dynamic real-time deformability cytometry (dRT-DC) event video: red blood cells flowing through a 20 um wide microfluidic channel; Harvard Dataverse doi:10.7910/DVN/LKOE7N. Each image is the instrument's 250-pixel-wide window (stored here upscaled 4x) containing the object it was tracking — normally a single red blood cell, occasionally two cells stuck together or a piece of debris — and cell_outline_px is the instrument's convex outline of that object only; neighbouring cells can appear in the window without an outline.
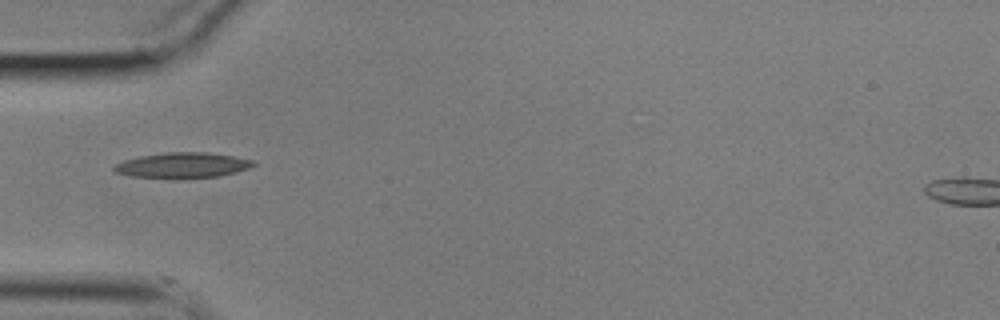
{"species": "common noctule bat (a hibernating species)", "species_latin": "Nyctalus noctula", "temperature_condition": "cold", "stored_images_in_passage": 40, "camera_frame_rate_fps": 3000, "um_per_image_px": 0.085, "animal": {"sex": "male", "body_mass_g": 17.9}, "frame": {"image": 1, "passage_image": 1, "time_ms": 0.0, "image_size_px": [1000, 320], "cell_outline_px": [[256, 164], [248, 168], [236, 172], [220, 176], [132, 176], [116, 172], [112, 168], [116, 164], [124, 160], [140, 156], [168, 152], [204, 152], [232, 156], [252, 160]], "centroid_in_image_um": [15.53, 14.01], "position_along_channel_um": 69.5, "area_um2": 19.59}}
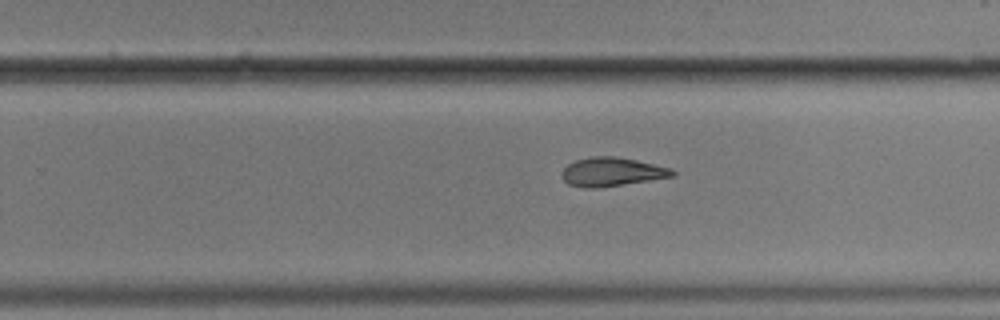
{"frame": {"image": 2, "passage_image": 19, "time_ms": 6.0, "image_size_px": [1000, 320], "cell_outline_px": [[676, 176], [596, 188], [584, 188], [568, 184], [560, 176], [564, 168], [568, 164], [576, 160], [592, 156], [616, 156], [636, 160], [672, 168], [676, 172]], "centroid_in_image_um": [52.01, 14.6], "position_along_channel_um": 277.8, "area_um2": 18.55}}
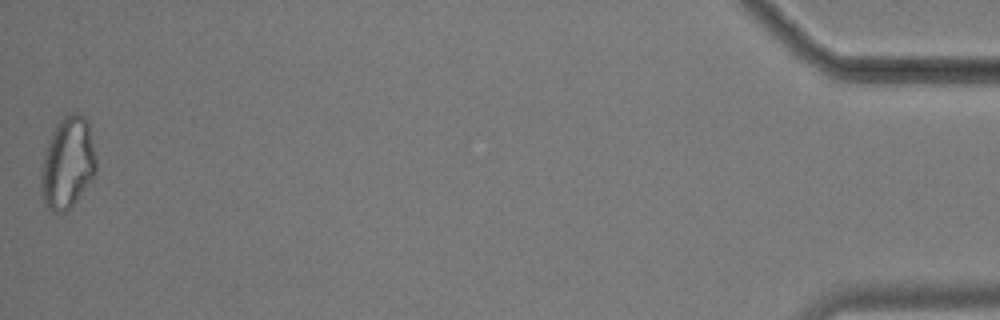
{"frame": {"image": 3, "passage_image": 40, "time_ms": 13.0, "image_size_px": [1000, 320], "cell_outline_px": [[96, 172], [76, 200], [64, 212], [52, 212], [44, 204], [40, 196], [40, 172], [48, 140], [56, 124], [64, 116], [72, 112], [80, 112], [88, 120], [96, 160]], "centroid_in_image_um": [5.72, 13.83], "position_along_channel_um": 429.5, "area_um2": 29.48}, "authors_computed_cell_mechanics": {"area_um2": 19.0162, "velocity_mm_per_s": 3.4636, "shape_relaxation_time_tau1_ms": 7.1438, "shape_relaxation_time_tau2_ms": 4.5449, "deformation_change_tau1": 0.1645, "deformation_change_tau2": 0.1319}}